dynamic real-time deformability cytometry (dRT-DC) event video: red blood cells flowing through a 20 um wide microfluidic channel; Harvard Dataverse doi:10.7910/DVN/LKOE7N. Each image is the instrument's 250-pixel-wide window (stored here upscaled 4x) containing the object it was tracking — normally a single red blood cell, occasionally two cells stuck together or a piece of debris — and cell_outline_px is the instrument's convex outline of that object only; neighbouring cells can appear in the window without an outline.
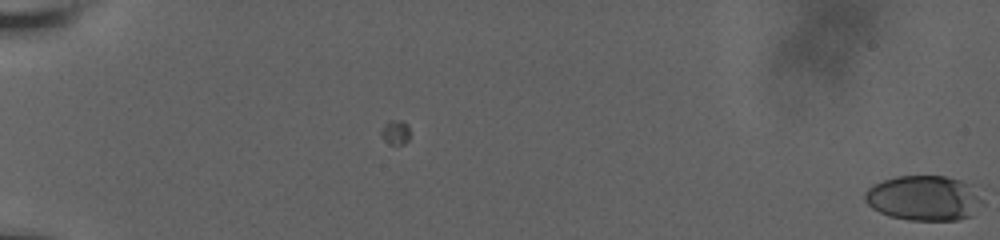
{"species": "human", "species_latin": "Homo sapiens", "temperature_condition": "room temperature", "stored_images_in_passage": 8, "camera_frame_rate_fps": 3000, "um_per_image_px": 0.085, "donor": {"sex": "male"}, "frame": {"image": 1, "passage_image": 8, "time_ms": 2.333, "image_size_px": [1000, 240], "cell_outline_px": [[980, 200], [968, 216], [956, 220], [908, 220], [888, 216], [872, 208], [864, 200], [864, 192], [872, 184], [896, 176], [944, 176], [960, 180], [968, 184]], "centroid_in_image_um": [78.39, 16.83], "position_along_channel_um": 6.6, "area_um2": 30.17}}